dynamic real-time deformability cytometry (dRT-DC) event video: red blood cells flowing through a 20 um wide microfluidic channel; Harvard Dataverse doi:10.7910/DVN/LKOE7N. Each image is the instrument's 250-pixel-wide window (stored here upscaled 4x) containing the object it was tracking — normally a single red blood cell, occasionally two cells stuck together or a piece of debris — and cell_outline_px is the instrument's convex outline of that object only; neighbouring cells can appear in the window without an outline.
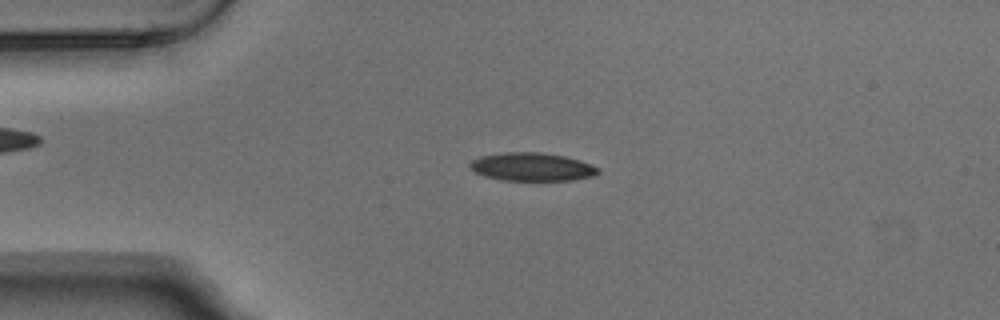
{"species": "Egyptian fruit bat (a non-hibernating species)", "species_latin": "Rousettus aegyptiacus", "temperature_condition": "warm", "stored_images_in_passage": 6, "camera_frame_rate_fps": 3000, "um_per_image_px": 0.085, "animal": {"sex": "male"}, "frame": {"image": 1, "passage_image": 3, "time_ms": 0.667, "image_size_px": [1000, 320], "cell_outline_px": [[600, 172], [592, 176], [572, 180], [504, 180], [484, 176], [468, 168], [468, 164], [472, 160], [480, 156], [504, 152], [540, 152], [564, 156], [580, 160], [600, 168]], "centroid_in_image_um": [45.2, 14.18], "position_along_channel_um": 39.8, "area_um2": 21.1}}
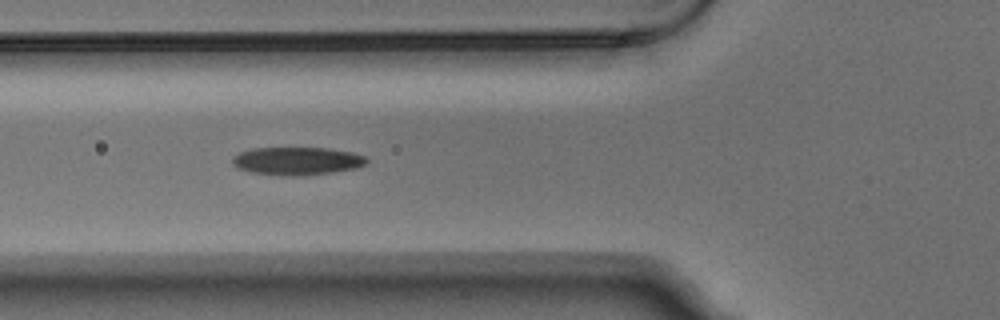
{"frame": {"image": 2, "passage_image": 5, "time_ms": 1.333, "image_size_px": [1000, 320], "cell_outline_px": [[368, 164], [360, 168], [304, 176], [292, 176], [252, 172], [236, 168], [232, 164], [232, 156], [240, 152], [252, 148], [328, 148], [352, 152], [364, 156], [368, 160]], "centroid_in_image_um": [25.28, 13.68], "position_along_channel_um": 100.5, "area_um2": 22.08}}
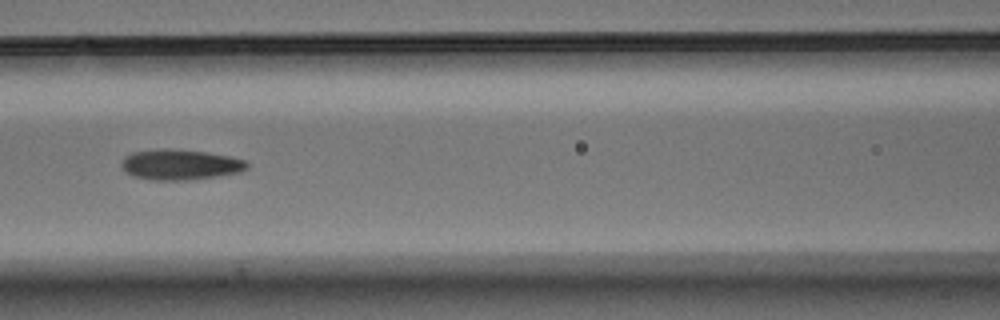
{"frame": {"image": 3, "passage_image": 6, "time_ms": 1.667, "image_size_px": [1000, 320], "cell_outline_px": [[248, 168], [240, 172], [216, 176], [188, 180], [152, 180], [132, 176], [124, 172], [120, 164], [124, 156], [132, 152], [160, 148], [172, 148], [208, 152], [228, 156], [244, 160], [248, 164]], "centroid_in_image_um": [15.26, 13.98], "position_along_channel_um": 151.3, "area_um2": 22.54}}